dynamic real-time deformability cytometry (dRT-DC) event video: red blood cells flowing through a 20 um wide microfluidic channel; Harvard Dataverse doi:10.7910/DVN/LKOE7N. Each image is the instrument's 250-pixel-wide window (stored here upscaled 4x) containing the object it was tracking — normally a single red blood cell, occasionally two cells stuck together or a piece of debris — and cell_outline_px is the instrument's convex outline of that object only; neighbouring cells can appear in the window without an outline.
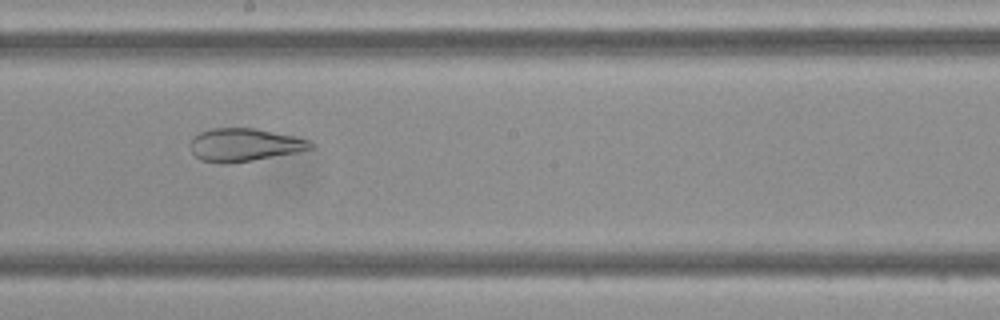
{"species": "Egyptian fruit bat (a non-hibernating species)", "species_latin": "Rousettus aegyptiacus", "temperature_condition": "cold", "stored_images_in_passage": 34, "camera_frame_rate_fps": 3000, "um_per_image_px": 0.085, "frame": {"image": 1, "passage_image": 13, "time_ms": 4.0, "image_size_px": [1000, 320], "cell_outline_px": [[316, 148], [296, 152], [252, 160], [228, 164], [220, 164], [200, 160], [192, 152], [192, 136], [200, 132], [212, 128], [256, 128], [292, 136], [308, 140], [316, 144]], "centroid_in_image_um": [20.78, 12.31], "position_along_channel_um": 227.4, "area_um2": 23.06}}
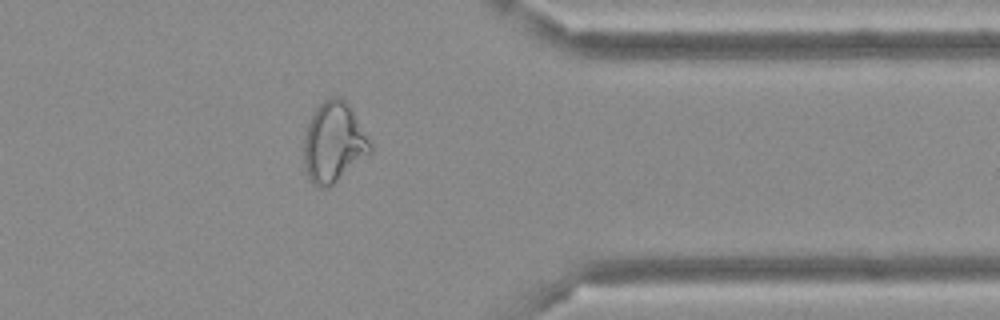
{"frame": {"image": 2, "passage_image": 25, "time_ms": 8.0, "image_size_px": [1000, 320], "cell_outline_px": [[372, 152], [328, 188], [320, 188], [312, 184], [308, 180], [304, 168], [304, 136], [308, 124], [316, 108], [324, 100], [332, 96], [340, 96], [348, 104], [372, 144]], "centroid_in_image_um": [28.35, 12.14], "position_along_channel_um": 383.1, "area_um2": 30.98}}
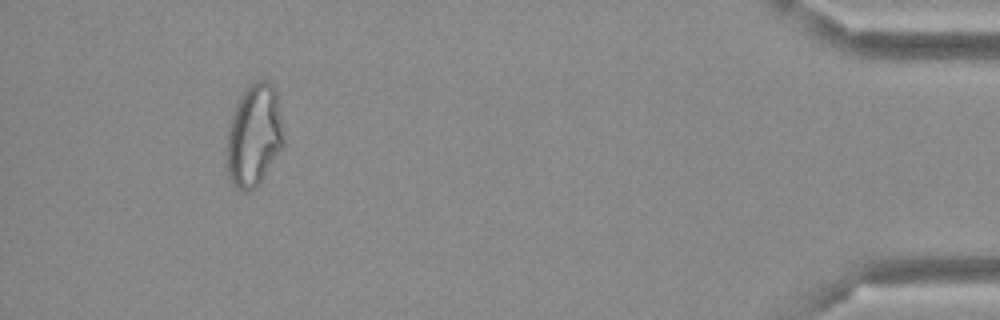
{"frame": {"image": 3, "passage_image": 31, "time_ms": 10.0, "image_size_px": [1000, 320], "cell_outline_px": [[284, 148], [260, 180], [248, 192], [244, 192], [236, 188], [232, 184], [228, 176], [224, 152], [224, 148], [228, 128], [232, 112], [240, 96], [248, 84], [256, 80], [268, 80], [276, 88], [284, 144]], "centroid_in_image_um": [21.55, 11.5], "position_along_channel_um": 413.7, "area_um2": 34.51}}